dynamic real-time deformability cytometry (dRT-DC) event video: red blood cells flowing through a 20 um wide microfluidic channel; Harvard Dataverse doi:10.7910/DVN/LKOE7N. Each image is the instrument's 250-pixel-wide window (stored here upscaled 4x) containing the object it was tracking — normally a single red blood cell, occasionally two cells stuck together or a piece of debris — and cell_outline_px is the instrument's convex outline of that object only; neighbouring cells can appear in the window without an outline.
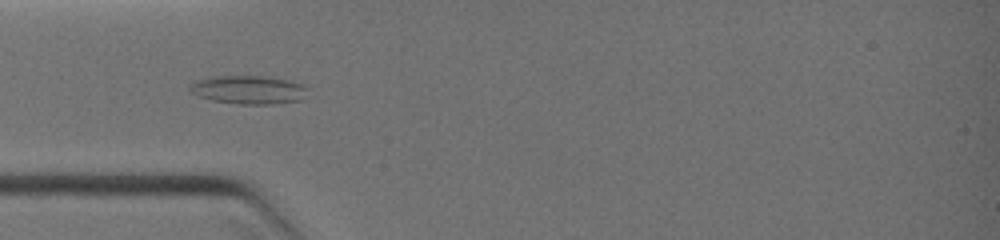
{"species": "common noctule bat (a hibernating species)", "species_latin": "Nyctalus noctula", "temperature_condition": "warm", "stored_images_in_passage": 12, "camera_frame_rate_fps": 3000, "um_per_image_px": 0.085, "animal": {"sex": "female", "body_mass_g": 19.0, "forearm_length_mm": 51.5}, "frame": {"image": 1, "passage_image": 9, "time_ms": 3.0, "image_size_px": [1000, 240], "cell_outline_px": [[308, 88], [304, 100], [272, 104], [236, 104], [212, 100], [200, 96], [192, 92], [192, 84], [200, 80], [216, 76], [268, 76], [292, 80], [304, 84]], "centroid_in_image_um": [21.27, 7.63], "position_along_channel_um": 63.7, "area_um2": 19.54}}
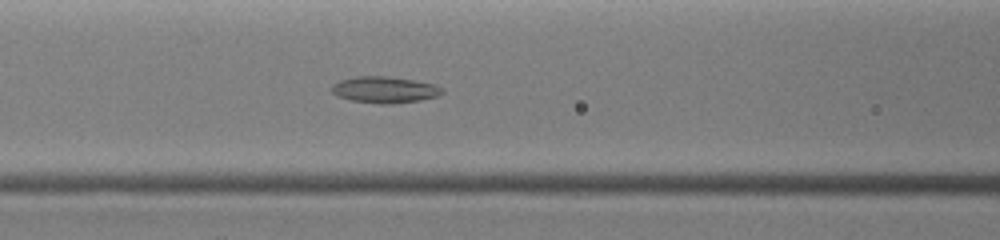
{"frame": {"image": 2, "passage_image": 12, "time_ms": 4.333, "image_size_px": [1000, 240], "cell_outline_px": [[444, 92], [436, 96], [420, 100], [392, 104], [380, 104], [352, 100], [336, 96], [332, 92], [332, 84], [340, 80], [356, 76], [388, 76], [412, 80], [432, 84], [440, 88]], "centroid_in_image_um": [32.64, 7.63], "position_along_channel_um": 134.0, "area_um2": 16.82}}